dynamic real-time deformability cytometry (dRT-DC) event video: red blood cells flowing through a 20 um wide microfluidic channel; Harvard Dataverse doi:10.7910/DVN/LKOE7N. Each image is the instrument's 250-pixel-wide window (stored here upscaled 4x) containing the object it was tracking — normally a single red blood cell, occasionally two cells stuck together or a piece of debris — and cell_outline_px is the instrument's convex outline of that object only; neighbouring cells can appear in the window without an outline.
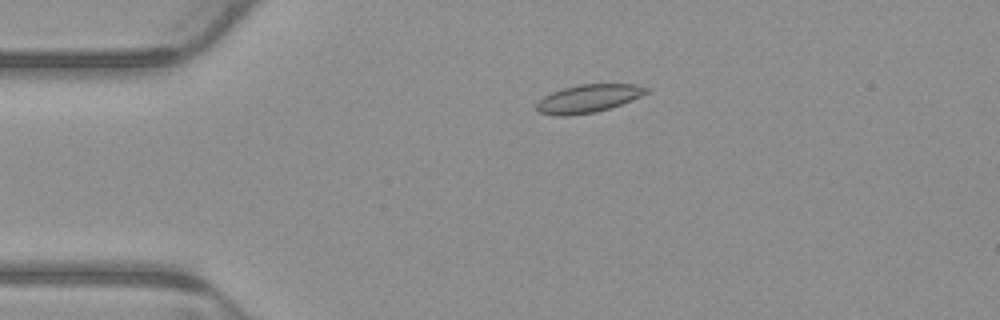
{"species": "common noctule bat (a hibernating species)", "species_latin": "Nyctalus noctula", "temperature_condition": "warm", "stored_images_in_passage": 5, "camera_frame_rate_fps": 3000, "um_per_image_px": 0.085, "animal": {"sex": "male", "body_mass_g": 23.1, "forearm_length_mm": 52.7}, "frame": {"image": 1, "passage_image": 4, "time_ms": 1.0, "image_size_px": [1000, 320], "cell_outline_px": [[648, 92], [640, 96], [620, 104], [596, 112], [568, 116], [560, 116], [540, 112], [536, 108], [536, 104], [544, 96], [552, 92], [564, 88], [580, 84], [636, 84], [648, 88]], "centroid_in_image_um": [49.99, 8.37], "position_along_channel_um": 35.0, "area_um2": 17.63}}